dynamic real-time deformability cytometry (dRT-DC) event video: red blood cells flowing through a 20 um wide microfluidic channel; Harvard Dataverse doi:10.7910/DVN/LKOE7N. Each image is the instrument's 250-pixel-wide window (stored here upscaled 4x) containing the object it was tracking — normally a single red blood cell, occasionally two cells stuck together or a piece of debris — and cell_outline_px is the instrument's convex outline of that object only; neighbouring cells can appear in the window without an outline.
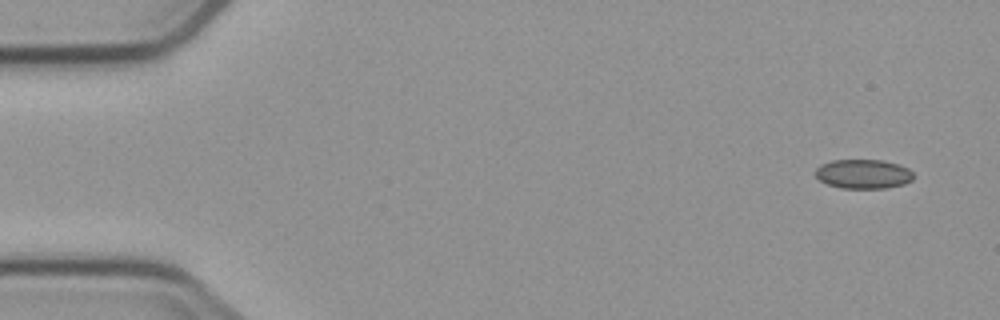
{"species": "common noctule bat (a hibernating species)", "species_latin": "Nyctalus noctula", "temperature_condition": "cold", "stored_images_in_passage": 5, "camera_frame_rate_fps": 3000, "um_per_image_px": 0.085, "animal": {"sex": "male", "body_mass_g": 23.1, "forearm_length_mm": 52.7}, "frame": {"image": 1, "passage_image": 1, "time_ms": 0.0, "image_size_px": [1000, 320], "cell_outline_px": [[912, 180], [904, 184], [884, 188], [840, 188], [828, 184], [820, 180], [816, 176], [816, 168], [820, 164], [832, 160], [880, 160], [900, 164], [908, 168], [912, 172]], "centroid_in_image_um": [73.37, 14.78], "position_along_channel_um": 11.6, "area_um2": 16.7}}
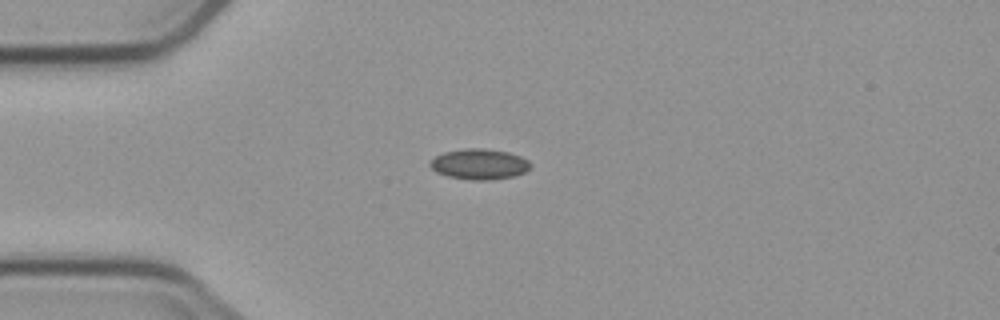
{"frame": {"image": 2, "passage_image": 4, "time_ms": 3.667, "image_size_px": [1000, 320], "cell_outline_px": [[532, 164], [524, 172], [512, 176], [488, 180], [472, 180], [448, 176], [436, 172], [428, 164], [436, 156], [444, 152], [464, 148], [480, 148], [508, 152], [520, 156], [528, 160]], "centroid_in_image_um": [40.73, 13.94], "position_along_channel_um": 44.3, "area_um2": 17.69}}